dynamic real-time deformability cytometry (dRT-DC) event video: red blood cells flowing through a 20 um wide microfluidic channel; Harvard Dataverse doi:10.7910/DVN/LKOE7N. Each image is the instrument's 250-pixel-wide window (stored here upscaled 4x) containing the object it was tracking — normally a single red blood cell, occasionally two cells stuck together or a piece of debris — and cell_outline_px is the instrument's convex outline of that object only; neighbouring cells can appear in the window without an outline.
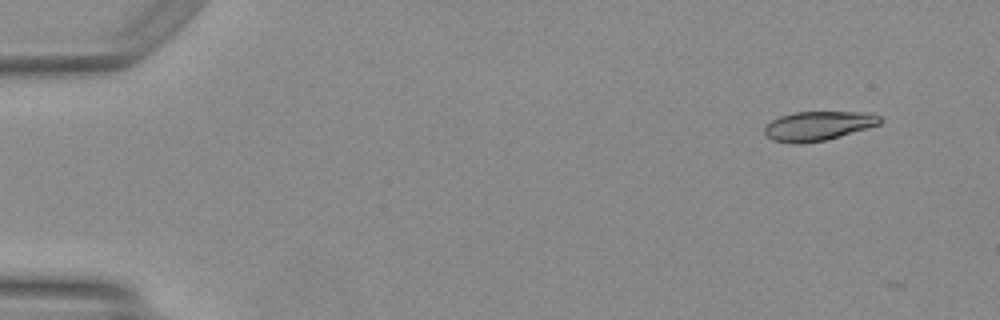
{"species": "Egyptian fruit bat (a non-hibernating species)", "species_latin": "Rousettus aegyptiacus", "temperature_condition": "warm", "stored_images_in_passage": 9, "camera_frame_rate_fps": 3000, "um_per_image_px": 0.085, "animal": {"sex": "female"}, "frame": {"image": 1, "passage_image": 1, "time_ms": 0.0, "image_size_px": [1000, 320], "cell_outline_px": [[880, 124], [868, 128], [824, 140], [800, 144], [796, 144], [772, 140], [764, 136], [764, 128], [772, 120], [780, 116], [796, 112], [868, 112], [880, 116]], "centroid_in_image_um": [69.51, 10.7], "position_along_channel_um": 15.5, "area_um2": 19.59}}